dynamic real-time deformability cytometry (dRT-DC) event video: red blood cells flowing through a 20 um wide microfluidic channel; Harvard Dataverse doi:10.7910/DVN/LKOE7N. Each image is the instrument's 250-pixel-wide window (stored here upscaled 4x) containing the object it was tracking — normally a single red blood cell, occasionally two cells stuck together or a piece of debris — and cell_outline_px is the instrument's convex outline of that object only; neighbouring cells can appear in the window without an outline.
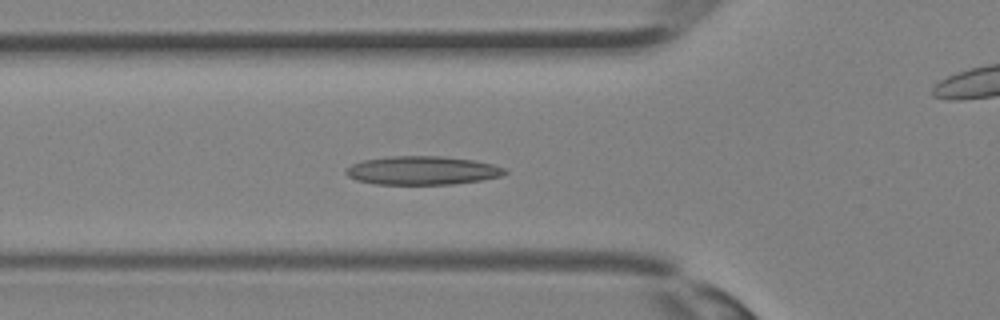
{"species": "Egyptian fruit bat (a non-hibernating species)", "species_latin": "Rousettus aegyptiacus", "temperature_condition": "room temperature", "stored_images_in_passage": 30, "camera_frame_rate_fps": 3000, "um_per_image_px": 0.085, "animal": {"sex": "female"}, "frame": {"image": 1, "passage_image": 6, "time_ms": 1.667, "image_size_px": [1000, 320], "cell_outline_px": [[508, 172], [500, 176], [480, 180], [452, 184], [376, 184], [356, 180], [348, 176], [344, 172], [352, 164], [364, 160], [388, 156], [444, 156], [476, 160], [508, 168]], "centroid_in_image_um": [35.93, 14.48], "position_along_channel_um": 89.9, "area_um2": 26.53}}
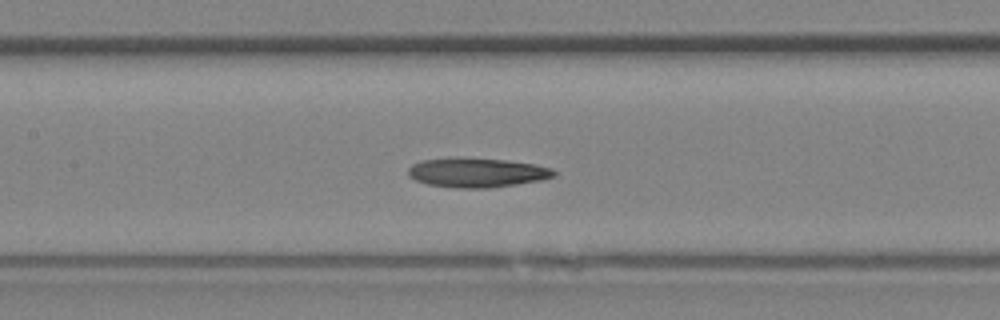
{"frame": {"image": 2, "passage_image": 10, "time_ms": 3.0, "image_size_px": [1000, 320], "cell_outline_px": [[556, 176], [540, 180], [492, 188], [464, 188], [428, 184], [416, 180], [408, 172], [408, 168], [412, 164], [420, 160], [456, 156], [460, 156], [504, 160], [536, 164], [552, 168], [556, 172]], "centroid_in_image_um": [40.55, 14.64], "position_along_channel_um": 166.8, "area_um2": 25.2}}
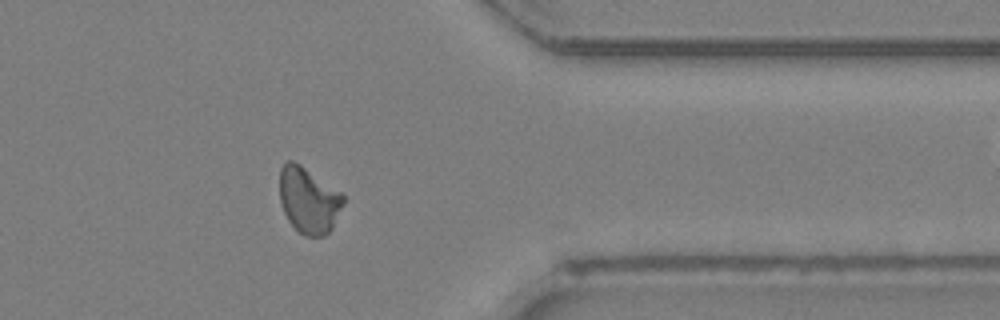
{"frame": {"image": 3, "passage_image": 22, "time_ms": 7.0, "image_size_px": [1000, 320], "cell_outline_px": [[344, 204], [332, 228], [324, 236], [304, 236], [288, 220], [284, 212], [280, 200], [280, 168], [284, 160], [292, 160], [300, 164], [340, 192], [344, 196]], "centroid_in_image_um": [26.22, 17.0], "position_along_channel_um": 385.2, "area_um2": 24.39}}